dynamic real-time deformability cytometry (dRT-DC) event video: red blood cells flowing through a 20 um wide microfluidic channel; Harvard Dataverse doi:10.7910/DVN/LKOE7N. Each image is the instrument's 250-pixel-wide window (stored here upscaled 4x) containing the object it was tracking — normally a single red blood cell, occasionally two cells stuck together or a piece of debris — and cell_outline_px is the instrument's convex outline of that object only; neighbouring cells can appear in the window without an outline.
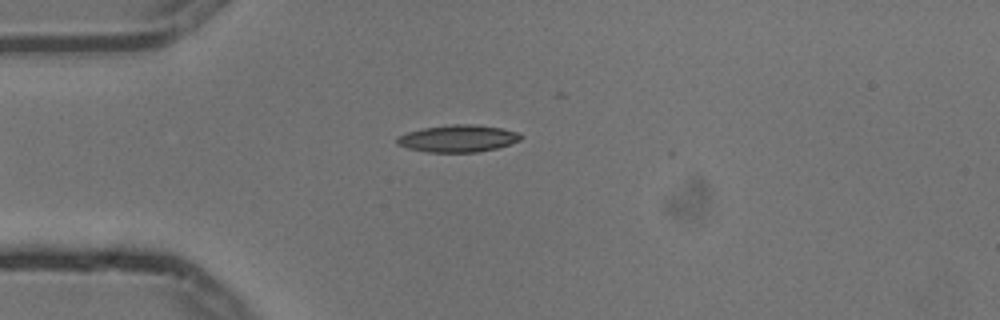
{"species": "common noctule bat (a hibernating species)", "species_latin": "Nyctalus noctula", "temperature_condition": "cold", "stored_images_in_passage": 5, "camera_frame_rate_fps": 3000, "um_per_image_px": 0.085, "animal": {"sex": "male", "body_mass_g": 13.3}, "frame": {"image": 1, "passage_image": 5, "time_ms": 1.333, "image_size_px": [1000, 320], "cell_outline_px": [[524, 136], [520, 140], [496, 148], [476, 152], [428, 152], [408, 148], [396, 144], [396, 136], [408, 132], [424, 128], [452, 124], [472, 124], [500, 128], [520, 132]], "centroid_in_image_um": [38.92, 11.77], "position_along_channel_um": 46.1, "area_um2": 19.48}}